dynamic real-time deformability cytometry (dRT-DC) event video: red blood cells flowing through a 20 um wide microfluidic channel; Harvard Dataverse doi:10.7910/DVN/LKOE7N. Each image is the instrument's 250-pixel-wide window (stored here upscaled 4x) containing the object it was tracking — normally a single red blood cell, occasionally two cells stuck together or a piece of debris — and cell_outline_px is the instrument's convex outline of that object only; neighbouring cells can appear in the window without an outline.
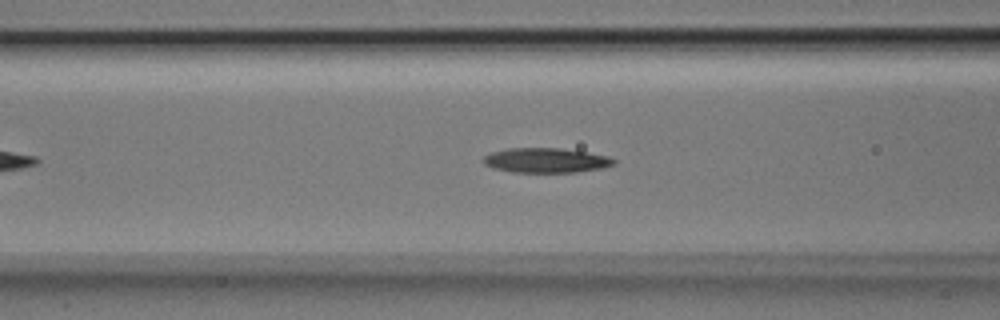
{"species": "Egyptian fruit bat (a non-hibernating species)", "species_latin": "Rousettus aegyptiacus", "temperature_condition": "room temperature", "stored_images_in_passage": 44, "camera_frame_rate_fps": 3000, "um_per_image_px": 0.085, "animal": {"sex": "male"}, "frame": {"image": 1, "passage_image": 12, "time_ms": 3.667, "image_size_px": [1000, 320], "cell_outline_px": [[616, 164], [600, 168], [576, 172], [512, 172], [492, 168], [484, 164], [484, 156], [492, 152], [508, 148], [560, 148], [608, 156], [616, 160]], "centroid_in_image_um": [46.39, 13.63], "position_along_channel_um": 120.2, "area_um2": 18.67}}
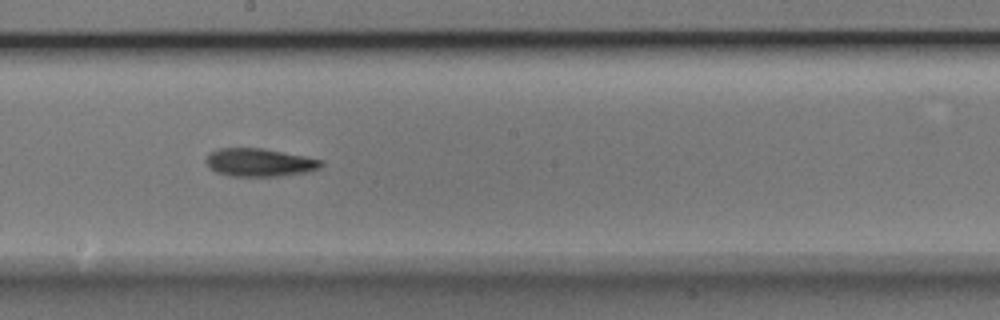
{"frame": {"image": 2, "passage_image": 20, "time_ms": 6.333, "image_size_px": [1000, 320], "cell_outline_px": [[324, 164], [320, 168], [308, 172], [280, 176], [232, 176], [216, 172], [204, 160], [212, 152], [220, 148], [264, 148], [324, 160]], "centroid_in_image_um": [22.12, 13.81], "position_along_channel_um": 226.1, "area_um2": 18.79}}
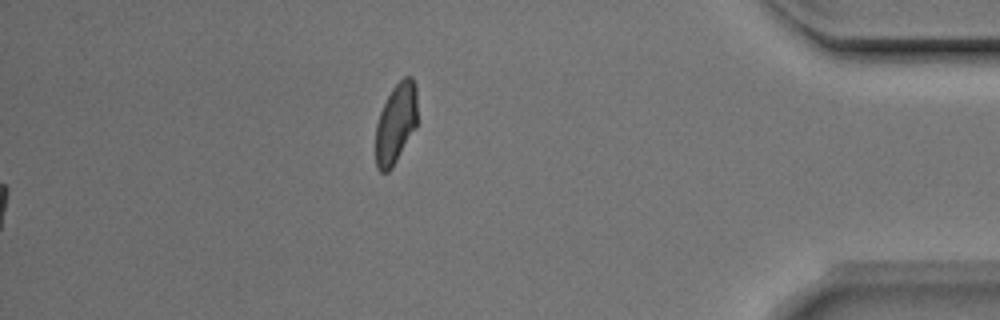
{"frame": {"image": 3, "passage_image": 44, "time_ms": 14.333, "image_size_px": [1000, 320], "cell_outline_px": [[416, 128], [392, 168], [388, 172], [380, 172], [376, 168], [376, 124], [380, 112], [392, 88], [404, 76], [412, 76], [416, 84]], "centroid_in_image_um": [33.65, 10.5], "position_along_channel_um": 401.6, "area_um2": 19.54}, "authors_computed_cell_mechanics": {"area_um2": 18.3515, "velocity_mm_per_s": 3.9703, "shape_relaxation_time_tau1_ms": 6.6678, "shape_relaxation_time_tau2_ms": 5.9363, "deformation_change_tau1": 0.1837, "deformation_change_tau2": 0.1574}}